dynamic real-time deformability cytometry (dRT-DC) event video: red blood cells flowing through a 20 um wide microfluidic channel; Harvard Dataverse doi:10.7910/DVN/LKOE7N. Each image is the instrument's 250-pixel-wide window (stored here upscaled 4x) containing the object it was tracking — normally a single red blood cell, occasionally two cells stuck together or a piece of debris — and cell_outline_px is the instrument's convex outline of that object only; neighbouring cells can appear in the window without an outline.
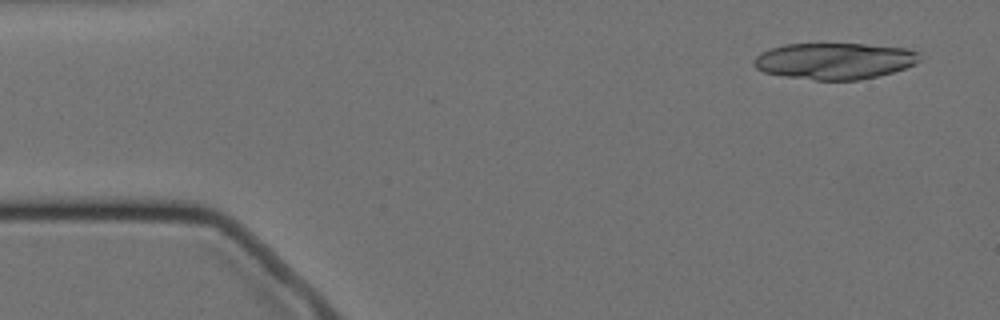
{"species": "Egyptian fruit bat (a non-hibernating species)", "species_latin": "Rousettus aegyptiacus", "temperature_condition": "cold", "stored_images_in_passage": 15, "camera_frame_rate_fps": 3000, "um_per_image_px": 0.085, "animal": {"sex": "female"}, "frame": {"image": 1, "passage_image": 1, "time_ms": 0.0, "image_size_px": [1000, 320], "cell_outline_px": [[920, 60], [916, 64], [892, 72], [876, 76], [856, 80], [816, 80], [784, 76], [764, 72], [756, 68], [752, 64], [752, 60], [760, 52], [784, 44], [864, 44], [908, 48], [920, 52]], "centroid_in_image_um": [70.93, 5.17], "position_along_channel_um": 14.1, "area_um2": 35.26}}